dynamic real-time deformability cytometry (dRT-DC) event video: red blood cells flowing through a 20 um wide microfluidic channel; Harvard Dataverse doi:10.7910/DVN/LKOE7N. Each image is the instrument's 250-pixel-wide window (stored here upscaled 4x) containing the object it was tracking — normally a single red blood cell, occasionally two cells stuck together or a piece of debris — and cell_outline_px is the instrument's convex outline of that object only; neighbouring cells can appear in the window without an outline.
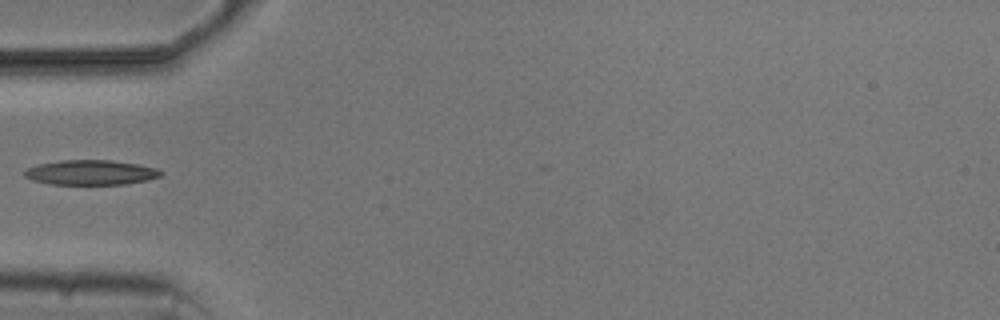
{"species": "common noctule bat (a hibernating species)", "species_latin": "Nyctalus noctula", "temperature_condition": "cold", "stored_images_in_passage": 1, "camera_frame_rate_fps": 3000, "um_per_image_px": 0.085, "animal": {"sex": "male", "body_mass_g": 20.5, "forearm_length_mm": 52.5}, "frame": {"image": 1, "passage_image": 1, "time_ms": 0.0, "image_size_px": [1000, 320], "cell_outline_px": [[164, 172], [160, 176], [148, 180], [124, 184], [52, 184], [32, 180], [24, 176], [24, 172], [28, 168], [40, 164], [60, 160], [112, 160], [136, 164], [156, 168]], "centroid_in_image_um": [7.73, 14.66], "position_along_channel_um": 77.3, "area_um2": 19.59}}